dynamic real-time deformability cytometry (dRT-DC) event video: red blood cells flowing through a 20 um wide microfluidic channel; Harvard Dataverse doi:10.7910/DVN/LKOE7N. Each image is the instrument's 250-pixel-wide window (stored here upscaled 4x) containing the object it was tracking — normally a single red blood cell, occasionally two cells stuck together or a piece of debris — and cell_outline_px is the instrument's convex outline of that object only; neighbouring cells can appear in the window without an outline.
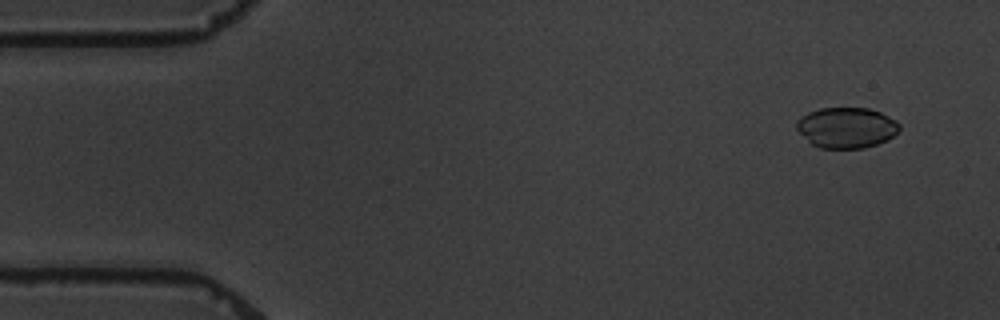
{"species": "common noctule bat (a hibernating species)", "species_latin": "Nyctalus noctula", "temperature_condition": "warm", "stored_images_in_passage": 5, "camera_frame_rate_fps": 3000, "um_per_image_px": 0.085, "animal": {"sex": "male", "body_mass_g": 19.5, "forearm_length_mm": 54.6}, "frame": {"image": 1, "passage_image": 1, "time_ms": 0.0, "image_size_px": [1000, 320], "cell_outline_px": [[900, 128], [888, 140], [864, 148], [820, 148], [812, 144], [796, 128], [796, 120], [808, 112], [820, 108], [868, 108], [880, 112], [896, 120], [900, 124]], "centroid_in_image_um": [71.95, 10.84], "position_along_channel_um": 13.0, "area_um2": 24.28}}
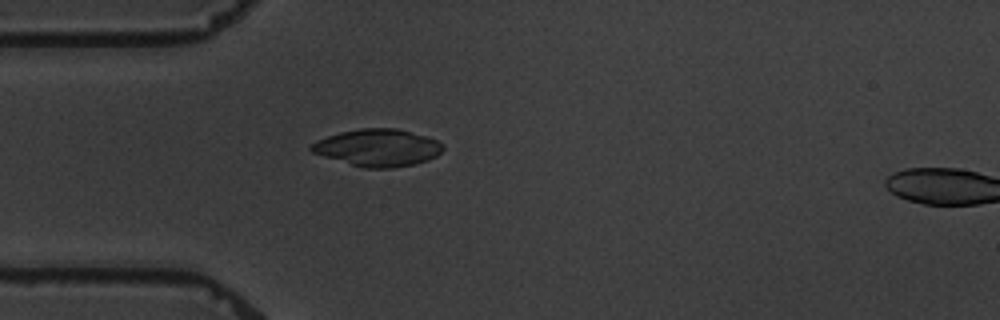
{"frame": {"image": 2, "passage_image": 4, "time_ms": 4.0, "image_size_px": [1000, 320], "cell_outline_px": [[444, 148], [436, 156], [428, 160], [416, 164], [392, 168], [364, 168], [324, 156], [312, 152], [308, 148], [316, 140], [340, 132], [360, 128], [396, 128], [424, 136], [436, 140], [444, 144]], "centroid_in_image_um": [32.11, 12.55], "position_along_channel_um": 52.9, "area_um2": 28.38}}